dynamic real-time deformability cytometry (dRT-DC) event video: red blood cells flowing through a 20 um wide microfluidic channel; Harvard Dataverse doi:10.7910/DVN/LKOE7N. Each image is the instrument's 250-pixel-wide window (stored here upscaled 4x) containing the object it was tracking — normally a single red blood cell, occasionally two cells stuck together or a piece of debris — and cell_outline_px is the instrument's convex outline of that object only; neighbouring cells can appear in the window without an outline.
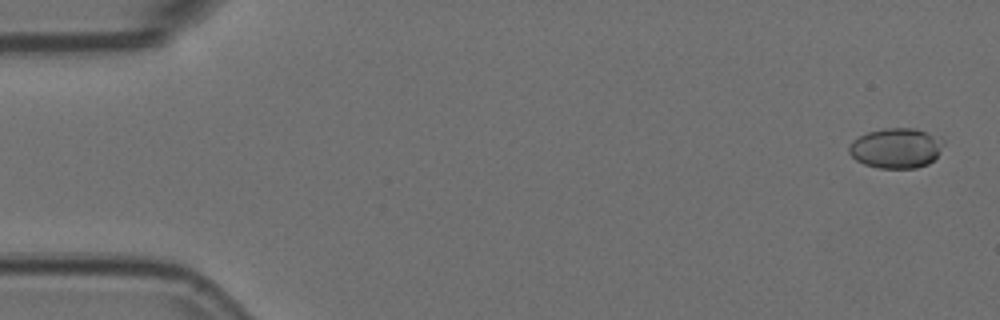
{"species": "Egyptian fruit bat (a non-hibernating species)", "species_latin": "Rousettus aegyptiacus", "temperature_condition": "room temperature", "stored_images_in_passage": 12, "camera_frame_rate_fps": 3000, "um_per_image_px": 0.085, "animal": {"sex": "female"}, "frame": {"image": 1, "passage_image": 2, "time_ms": 0.333, "image_size_px": [1000, 320], "cell_outline_px": [[944, 144], [936, 156], [928, 164], [916, 168], [880, 168], [864, 164], [856, 160], [848, 152], [848, 144], [852, 140], [868, 132], [884, 128], [916, 128], [940, 136], [944, 140]], "centroid_in_image_um": [76.17, 12.58], "position_along_channel_um": 8.8, "area_um2": 22.25}}